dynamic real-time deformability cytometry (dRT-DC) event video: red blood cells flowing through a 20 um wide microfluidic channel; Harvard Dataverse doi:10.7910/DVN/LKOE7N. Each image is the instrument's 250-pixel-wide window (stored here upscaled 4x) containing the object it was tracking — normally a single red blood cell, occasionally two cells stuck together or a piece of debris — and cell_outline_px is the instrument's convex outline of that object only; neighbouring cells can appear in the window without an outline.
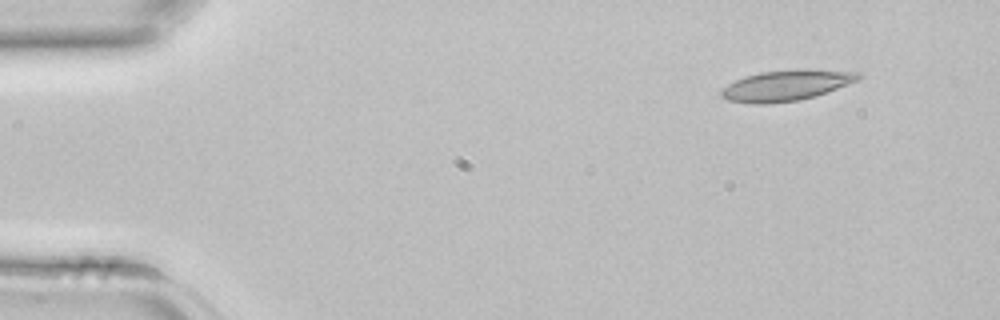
{"species": "common noctule bat (a hibernating species)", "species_latin": "Nyctalus noctula", "temperature_condition": "room temperature", "stored_images_in_passage": 40, "camera_frame_rate_fps": 3000, "um_per_image_px": 0.085, "animal": {"sex": "female", "body_mass_g": 22.7, "forearm_length_mm": 54.2}, "frame": {"image": 1, "passage_image": 1, "time_ms": 0.0, "image_size_px": [1000, 320], "cell_outline_px": [[864, 76], [856, 80], [816, 96], [800, 100], [768, 104], [752, 104], [728, 100], [720, 96], [720, 92], [728, 84], [744, 76], [760, 72], [800, 68], [804, 68], [860, 72]], "centroid_in_image_um": [66.83, 7.25], "position_along_channel_um": 18.2, "area_um2": 24.68}}
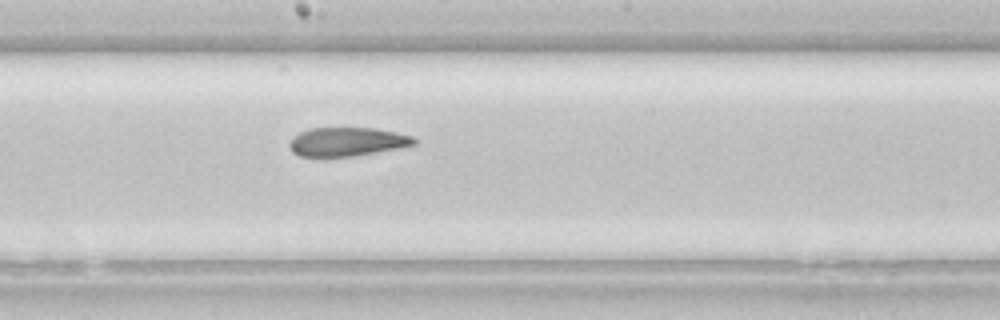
{"frame": {"image": 2, "passage_image": 20, "time_ms": 6.333, "image_size_px": [1000, 320], "cell_outline_px": [[416, 144], [396, 148], [352, 156], [300, 156], [292, 152], [288, 144], [292, 136], [308, 128], [376, 128], [396, 132], [412, 136], [416, 140]], "centroid_in_image_um": [29.45, 12.03], "position_along_channel_um": 218.7, "area_um2": 20.75}}
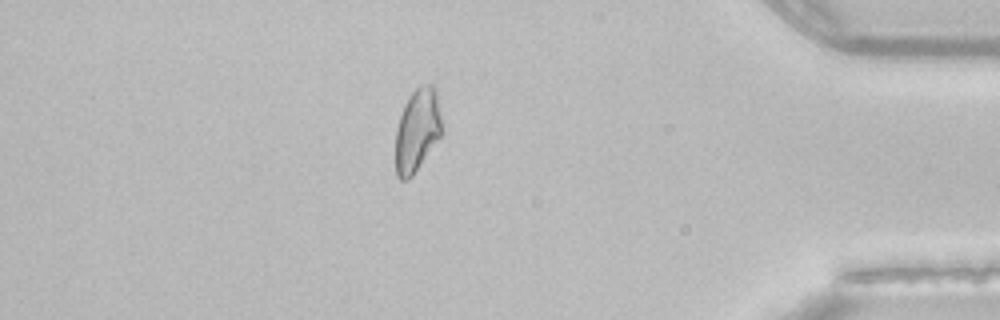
{"frame": {"image": 3, "passage_image": 34, "time_ms": 11.0, "image_size_px": [1000, 320], "cell_outline_px": [[440, 136], [412, 176], [408, 180], [400, 180], [396, 176], [396, 128], [404, 104], [408, 96], [420, 84], [432, 84], [436, 88], [440, 116]], "centroid_in_image_um": [35.43, 11.05], "position_along_channel_um": 399.8, "area_um2": 22.14}}